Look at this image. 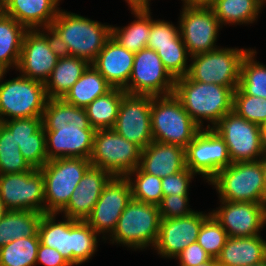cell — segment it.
Returning <instances> with one entry per match:
<instances>
[{"label": "cell", "instance_id": "1", "mask_svg": "<svg viewBox=\"0 0 266 266\" xmlns=\"http://www.w3.org/2000/svg\"><path fill=\"white\" fill-rule=\"evenodd\" d=\"M42 125L45 129L47 159H90L96 130L90 125L85 108L62 98H48Z\"/></svg>", "mask_w": 266, "mask_h": 266}, {"label": "cell", "instance_id": "2", "mask_svg": "<svg viewBox=\"0 0 266 266\" xmlns=\"http://www.w3.org/2000/svg\"><path fill=\"white\" fill-rule=\"evenodd\" d=\"M57 215L43 214L38 227L40 242L56 249L71 266L89 262L98 251L100 236L86 221L67 217L60 221L56 220Z\"/></svg>", "mask_w": 266, "mask_h": 266}, {"label": "cell", "instance_id": "3", "mask_svg": "<svg viewBox=\"0 0 266 266\" xmlns=\"http://www.w3.org/2000/svg\"><path fill=\"white\" fill-rule=\"evenodd\" d=\"M49 30L62 54L83 58L90 64L111 37V25L62 9Z\"/></svg>", "mask_w": 266, "mask_h": 266}, {"label": "cell", "instance_id": "4", "mask_svg": "<svg viewBox=\"0 0 266 266\" xmlns=\"http://www.w3.org/2000/svg\"><path fill=\"white\" fill-rule=\"evenodd\" d=\"M173 94L202 129L204 121L208 122L205 128L212 129L227 113L233 111V89L194 81L188 75L176 78Z\"/></svg>", "mask_w": 266, "mask_h": 266}, {"label": "cell", "instance_id": "5", "mask_svg": "<svg viewBox=\"0 0 266 266\" xmlns=\"http://www.w3.org/2000/svg\"><path fill=\"white\" fill-rule=\"evenodd\" d=\"M160 220L158 206L132 199L107 238L111 244H121L134 251L154 247Z\"/></svg>", "mask_w": 266, "mask_h": 266}, {"label": "cell", "instance_id": "6", "mask_svg": "<svg viewBox=\"0 0 266 266\" xmlns=\"http://www.w3.org/2000/svg\"><path fill=\"white\" fill-rule=\"evenodd\" d=\"M150 121L154 141L178 145L184 149L202 129L174 94L153 96Z\"/></svg>", "mask_w": 266, "mask_h": 266}, {"label": "cell", "instance_id": "7", "mask_svg": "<svg viewBox=\"0 0 266 266\" xmlns=\"http://www.w3.org/2000/svg\"><path fill=\"white\" fill-rule=\"evenodd\" d=\"M219 200L265 203L263 171L260 161L235 162L220 170L209 182Z\"/></svg>", "mask_w": 266, "mask_h": 266}, {"label": "cell", "instance_id": "8", "mask_svg": "<svg viewBox=\"0 0 266 266\" xmlns=\"http://www.w3.org/2000/svg\"><path fill=\"white\" fill-rule=\"evenodd\" d=\"M92 166L87 158H56L39 170L44 178L45 213L58 214L69 202L71 194Z\"/></svg>", "mask_w": 266, "mask_h": 266}, {"label": "cell", "instance_id": "9", "mask_svg": "<svg viewBox=\"0 0 266 266\" xmlns=\"http://www.w3.org/2000/svg\"><path fill=\"white\" fill-rule=\"evenodd\" d=\"M0 77V122L15 118L42 117L48 97L45 83L19 76L4 80Z\"/></svg>", "mask_w": 266, "mask_h": 266}, {"label": "cell", "instance_id": "10", "mask_svg": "<svg viewBox=\"0 0 266 266\" xmlns=\"http://www.w3.org/2000/svg\"><path fill=\"white\" fill-rule=\"evenodd\" d=\"M250 49L220 47L193 55L187 75L194 81L218 84L235 91L239 86L242 59Z\"/></svg>", "mask_w": 266, "mask_h": 266}, {"label": "cell", "instance_id": "11", "mask_svg": "<svg viewBox=\"0 0 266 266\" xmlns=\"http://www.w3.org/2000/svg\"><path fill=\"white\" fill-rule=\"evenodd\" d=\"M142 149L112 129L96 130L90 157L92 166L112 176L125 177L140 165Z\"/></svg>", "mask_w": 266, "mask_h": 266}, {"label": "cell", "instance_id": "12", "mask_svg": "<svg viewBox=\"0 0 266 266\" xmlns=\"http://www.w3.org/2000/svg\"><path fill=\"white\" fill-rule=\"evenodd\" d=\"M62 55L49 29H28L24 35L16 71L45 83Z\"/></svg>", "mask_w": 266, "mask_h": 266}, {"label": "cell", "instance_id": "13", "mask_svg": "<svg viewBox=\"0 0 266 266\" xmlns=\"http://www.w3.org/2000/svg\"><path fill=\"white\" fill-rule=\"evenodd\" d=\"M175 78L164 67L157 52L144 48L134 55L127 94L164 96L174 93Z\"/></svg>", "mask_w": 266, "mask_h": 266}, {"label": "cell", "instance_id": "14", "mask_svg": "<svg viewBox=\"0 0 266 266\" xmlns=\"http://www.w3.org/2000/svg\"><path fill=\"white\" fill-rule=\"evenodd\" d=\"M186 166L209 182L232 164L226 143L214 129L203 128L185 148Z\"/></svg>", "mask_w": 266, "mask_h": 266}, {"label": "cell", "instance_id": "15", "mask_svg": "<svg viewBox=\"0 0 266 266\" xmlns=\"http://www.w3.org/2000/svg\"><path fill=\"white\" fill-rule=\"evenodd\" d=\"M0 197L7 210L44 213V178L39 169L0 174Z\"/></svg>", "mask_w": 266, "mask_h": 266}, {"label": "cell", "instance_id": "16", "mask_svg": "<svg viewBox=\"0 0 266 266\" xmlns=\"http://www.w3.org/2000/svg\"><path fill=\"white\" fill-rule=\"evenodd\" d=\"M212 129L224 140L232 163L258 161L262 156L260 127L237 115L227 113Z\"/></svg>", "mask_w": 266, "mask_h": 266}, {"label": "cell", "instance_id": "17", "mask_svg": "<svg viewBox=\"0 0 266 266\" xmlns=\"http://www.w3.org/2000/svg\"><path fill=\"white\" fill-rule=\"evenodd\" d=\"M181 10L180 34L190 56L220 48L216 42L222 26L211 7H182Z\"/></svg>", "mask_w": 266, "mask_h": 266}, {"label": "cell", "instance_id": "18", "mask_svg": "<svg viewBox=\"0 0 266 266\" xmlns=\"http://www.w3.org/2000/svg\"><path fill=\"white\" fill-rule=\"evenodd\" d=\"M132 200L129 181L125 177L113 176L105 185L86 222L103 240H108L117 222ZM108 233V234H107Z\"/></svg>", "mask_w": 266, "mask_h": 266}, {"label": "cell", "instance_id": "19", "mask_svg": "<svg viewBox=\"0 0 266 266\" xmlns=\"http://www.w3.org/2000/svg\"><path fill=\"white\" fill-rule=\"evenodd\" d=\"M153 96L126 94L120 103L113 129L141 149L153 140L151 128V103Z\"/></svg>", "mask_w": 266, "mask_h": 266}, {"label": "cell", "instance_id": "20", "mask_svg": "<svg viewBox=\"0 0 266 266\" xmlns=\"http://www.w3.org/2000/svg\"><path fill=\"white\" fill-rule=\"evenodd\" d=\"M219 208L210 211L226 230L228 237H250L260 235L266 225V204L252 202H230L220 200Z\"/></svg>", "mask_w": 266, "mask_h": 266}, {"label": "cell", "instance_id": "21", "mask_svg": "<svg viewBox=\"0 0 266 266\" xmlns=\"http://www.w3.org/2000/svg\"><path fill=\"white\" fill-rule=\"evenodd\" d=\"M210 214L196 210L185 217L161 219L158 238L151 249L164 259H175L188 245L197 241L202 223Z\"/></svg>", "mask_w": 266, "mask_h": 266}, {"label": "cell", "instance_id": "22", "mask_svg": "<svg viewBox=\"0 0 266 266\" xmlns=\"http://www.w3.org/2000/svg\"><path fill=\"white\" fill-rule=\"evenodd\" d=\"M113 176L101 168L91 166L71 194L68 204L58 213L64 217L86 221L103 188Z\"/></svg>", "mask_w": 266, "mask_h": 266}, {"label": "cell", "instance_id": "23", "mask_svg": "<svg viewBox=\"0 0 266 266\" xmlns=\"http://www.w3.org/2000/svg\"><path fill=\"white\" fill-rule=\"evenodd\" d=\"M134 55L110 37L91 64L113 88L124 89L132 72Z\"/></svg>", "mask_w": 266, "mask_h": 266}, {"label": "cell", "instance_id": "24", "mask_svg": "<svg viewBox=\"0 0 266 266\" xmlns=\"http://www.w3.org/2000/svg\"><path fill=\"white\" fill-rule=\"evenodd\" d=\"M139 167L159 178L179 173L187 168L185 149L170 143L152 141L142 149Z\"/></svg>", "mask_w": 266, "mask_h": 266}, {"label": "cell", "instance_id": "25", "mask_svg": "<svg viewBox=\"0 0 266 266\" xmlns=\"http://www.w3.org/2000/svg\"><path fill=\"white\" fill-rule=\"evenodd\" d=\"M61 0H6L0 8L27 29H49Z\"/></svg>", "mask_w": 266, "mask_h": 266}, {"label": "cell", "instance_id": "26", "mask_svg": "<svg viewBox=\"0 0 266 266\" xmlns=\"http://www.w3.org/2000/svg\"><path fill=\"white\" fill-rule=\"evenodd\" d=\"M266 260V240L261 235L228 237L220 255V266H249Z\"/></svg>", "mask_w": 266, "mask_h": 266}, {"label": "cell", "instance_id": "27", "mask_svg": "<svg viewBox=\"0 0 266 266\" xmlns=\"http://www.w3.org/2000/svg\"><path fill=\"white\" fill-rule=\"evenodd\" d=\"M89 65L83 58L62 54L45 82L47 97L63 98Z\"/></svg>", "mask_w": 266, "mask_h": 266}, {"label": "cell", "instance_id": "28", "mask_svg": "<svg viewBox=\"0 0 266 266\" xmlns=\"http://www.w3.org/2000/svg\"><path fill=\"white\" fill-rule=\"evenodd\" d=\"M135 20L127 26L111 25V37L128 51L137 53L147 47L151 30V9L130 8Z\"/></svg>", "mask_w": 266, "mask_h": 266}, {"label": "cell", "instance_id": "29", "mask_svg": "<svg viewBox=\"0 0 266 266\" xmlns=\"http://www.w3.org/2000/svg\"><path fill=\"white\" fill-rule=\"evenodd\" d=\"M28 29L0 9V68L17 69L23 38Z\"/></svg>", "mask_w": 266, "mask_h": 266}, {"label": "cell", "instance_id": "30", "mask_svg": "<svg viewBox=\"0 0 266 266\" xmlns=\"http://www.w3.org/2000/svg\"><path fill=\"white\" fill-rule=\"evenodd\" d=\"M112 88L107 80L90 64L62 99L76 107L85 108L94 99L105 95Z\"/></svg>", "mask_w": 266, "mask_h": 266}, {"label": "cell", "instance_id": "31", "mask_svg": "<svg viewBox=\"0 0 266 266\" xmlns=\"http://www.w3.org/2000/svg\"><path fill=\"white\" fill-rule=\"evenodd\" d=\"M265 3L266 0H215L211 9L221 26L249 25L258 20Z\"/></svg>", "mask_w": 266, "mask_h": 266}, {"label": "cell", "instance_id": "32", "mask_svg": "<svg viewBox=\"0 0 266 266\" xmlns=\"http://www.w3.org/2000/svg\"><path fill=\"white\" fill-rule=\"evenodd\" d=\"M44 213L8 210L0 220V247L22 237L35 236Z\"/></svg>", "mask_w": 266, "mask_h": 266}, {"label": "cell", "instance_id": "33", "mask_svg": "<svg viewBox=\"0 0 266 266\" xmlns=\"http://www.w3.org/2000/svg\"><path fill=\"white\" fill-rule=\"evenodd\" d=\"M120 88H112L85 107L90 125L95 129H112L116 123L120 103L126 95Z\"/></svg>", "mask_w": 266, "mask_h": 266}, {"label": "cell", "instance_id": "34", "mask_svg": "<svg viewBox=\"0 0 266 266\" xmlns=\"http://www.w3.org/2000/svg\"><path fill=\"white\" fill-rule=\"evenodd\" d=\"M256 49H250L240 66L239 88L251 96L266 98V65L255 59Z\"/></svg>", "mask_w": 266, "mask_h": 266}, {"label": "cell", "instance_id": "35", "mask_svg": "<svg viewBox=\"0 0 266 266\" xmlns=\"http://www.w3.org/2000/svg\"><path fill=\"white\" fill-rule=\"evenodd\" d=\"M39 234L22 237L0 247V266H36Z\"/></svg>", "mask_w": 266, "mask_h": 266}, {"label": "cell", "instance_id": "36", "mask_svg": "<svg viewBox=\"0 0 266 266\" xmlns=\"http://www.w3.org/2000/svg\"><path fill=\"white\" fill-rule=\"evenodd\" d=\"M125 178L129 181L132 199L156 206L160 204L163 198L161 178L144 172L140 167Z\"/></svg>", "mask_w": 266, "mask_h": 266}, {"label": "cell", "instance_id": "37", "mask_svg": "<svg viewBox=\"0 0 266 266\" xmlns=\"http://www.w3.org/2000/svg\"><path fill=\"white\" fill-rule=\"evenodd\" d=\"M32 169L22 156L12 132L0 122V174L24 173Z\"/></svg>", "mask_w": 266, "mask_h": 266}, {"label": "cell", "instance_id": "38", "mask_svg": "<svg viewBox=\"0 0 266 266\" xmlns=\"http://www.w3.org/2000/svg\"><path fill=\"white\" fill-rule=\"evenodd\" d=\"M156 52L164 67L175 79L188 74L190 65H187L189 62L187 60H190L191 56L187 52L181 34L174 39V45L157 46Z\"/></svg>", "mask_w": 266, "mask_h": 266}, {"label": "cell", "instance_id": "39", "mask_svg": "<svg viewBox=\"0 0 266 266\" xmlns=\"http://www.w3.org/2000/svg\"><path fill=\"white\" fill-rule=\"evenodd\" d=\"M233 111L257 125L266 123V98L246 95L239 87L233 95Z\"/></svg>", "mask_w": 266, "mask_h": 266}, {"label": "cell", "instance_id": "40", "mask_svg": "<svg viewBox=\"0 0 266 266\" xmlns=\"http://www.w3.org/2000/svg\"><path fill=\"white\" fill-rule=\"evenodd\" d=\"M228 234L219 222L210 214L202 223L198 244L212 257L217 258L224 247Z\"/></svg>", "mask_w": 266, "mask_h": 266}, {"label": "cell", "instance_id": "41", "mask_svg": "<svg viewBox=\"0 0 266 266\" xmlns=\"http://www.w3.org/2000/svg\"><path fill=\"white\" fill-rule=\"evenodd\" d=\"M22 156L34 169H40L48 161L45 129L43 125L27 139L18 145Z\"/></svg>", "mask_w": 266, "mask_h": 266}, {"label": "cell", "instance_id": "42", "mask_svg": "<svg viewBox=\"0 0 266 266\" xmlns=\"http://www.w3.org/2000/svg\"><path fill=\"white\" fill-rule=\"evenodd\" d=\"M180 35L179 23L176 27L172 22L154 20L151 17V30L147 48L157 50V46L174 45V39Z\"/></svg>", "mask_w": 266, "mask_h": 266}, {"label": "cell", "instance_id": "43", "mask_svg": "<svg viewBox=\"0 0 266 266\" xmlns=\"http://www.w3.org/2000/svg\"><path fill=\"white\" fill-rule=\"evenodd\" d=\"M188 195H168L163 196L160 204L158 205L160 219H171L185 217L193 213L189 206Z\"/></svg>", "mask_w": 266, "mask_h": 266}, {"label": "cell", "instance_id": "44", "mask_svg": "<svg viewBox=\"0 0 266 266\" xmlns=\"http://www.w3.org/2000/svg\"><path fill=\"white\" fill-rule=\"evenodd\" d=\"M195 176L197 175L194 172H191L188 168H185L179 173L161 178L163 196L189 195L190 183H192V180Z\"/></svg>", "mask_w": 266, "mask_h": 266}, {"label": "cell", "instance_id": "45", "mask_svg": "<svg viewBox=\"0 0 266 266\" xmlns=\"http://www.w3.org/2000/svg\"><path fill=\"white\" fill-rule=\"evenodd\" d=\"M2 123L12 132L16 143L21 145L42 126V117L15 118Z\"/></svg>", "mask_w": 266, "mask_h": 266}, {"label": "cell", "instance_id": "46", "mask_svg": "<svg viewBox=\"0 0 266 266\" xmlns=\"http://www.w3.org/2000/svg\"><path fill=\"white\" fill-rule=\"evenodd\" d=\"M211 256L198 244L193 242L181 251L176 257L179 266H197L208 261Z\"/></svg>", "mask_w": 266, "mask_h": 266}, {"label": "cell", "instance_id": "47", "mask_svg": "<svg viewBox=\"0 0 266 266\" xmlns=\"http://www.w3.org/2000/svg\"><path fill=\"white\" fill-rule=\"evenodd\" d=\"M71 266L66 259L54 248H49L41 242L37 251L36 265Z\"/></svg>", "mask_w": 266, "mask_h": 266}, {"label": "cell", "instance_id": "48", "mask_svg": "<svg viewBox=\"0 0 266 266\" xmlns=\"http://www.w3.org/2000/svg\"><path fill=\"white\" fill-rule=\"evenodd\" d=\"M182 7H211L215 0H181Z\"/></svg>", "mask_w": 266, "mask_h": 266}, {"label": "cell", "instance_id": "49", "mask_svg": "<svg viewBox=\"0 0 266 266\" xmlns=\"http://www.w3.org/2000/svg\"><path fill=\"white\" fill-rule=\"evenodd\" d=\"M260 127V144L262 155H266V123L259 126Z\"/></svg>", "mask_w": 266, "mask_h": 266}, {"label": "cell", "instance_id": "50", "mask_svg": "<svg viewBox=\"0 0 266 266\" xmlns=\"http://www.w3.org/2000/svg\"><path fill=\"white\" fill-rule=\"evenodd\" d=\"M259 161L263 171V182L265 188V204H266V155H262Z\"/></svg>", "mask_w": 266, "mask_h": 266}, {"label": "cell", "instance_id": "51", "mask_svg": "<svg viewBox=\"0 0 266 266\" xmlns=\"http://www.w3.org/2000/svg\"><path fill=\"white\" fill-rule=\"evenodd\" d=\"M197 266H220V265L218 264L217 258L211 257L208 261L201 263Z\"/></svg>", "mask_w": 266, "mask_h": 266}, {"label": "cell", "instance_id": "52", "mask_svg": "<svg viewBox=\"0 0 266 266\" xmlns=\"http://www.w3.org/2000/svg\"><path fill=\"white\" fill-rule=\"evenodd\" d=\"M150 2L151 0H137V8H151Z\"/></svg>", "mask_w": 266, "mask_h": 266}, {"label": "cell", "instance_id": "53", "mask_svg": "<svg viewBox=\"0 0 266 266\" xmlns=\"http://www.w3.org/2000/svg\"><path fill=\"white\" fill-rule=\"evenodd\" d=\"M8 210L6 209L1 197H0V220L4 217L5 213L7 212Z\"/></svg>", "mask_w": 266, "mask_h": 266}, {"label": "cell", "instance_id": "54", "mask_svg": "<svg viewBox=\"0 0 266 266\" xmlns=\"http://www.w3.org/2000/svg\"><path fill=\"white\" fill-rule=\"evenodd\" d=\"M129 8H137V0H125Z\"/></svg>", "mask_w": 266, "mask_h": 266}, {"label": "cell", "instance_id": "55", "mask_svg": "<svg viewBox=\"0 0 266 266\" xmlns=\"http://www.w3.org/2000/svg\"><path fill=\"white\" fill-rule=\"evenodd\" d=\"M249 266H266V260H264L261 263H257V264H253V265H249Z\"/></svg>", "mask_w": 266, "mask_h": 266}, {"label": "cell", "instance_id": "56", "mask_svg": "<svg viewBox=\"0 0 266 266\" xmlns=\"http://www.w3.org/2000/svg\"><path fill=\"white\" fill-rule=\"evenodd\" d=\"M6 0H0V8L3 6Z\"/></svg>", "mask_w": 266, "mask_h": 266}, {"label": "cell", "instance_id": "57", "mask_svg": "<svg viewBox=\"0 0 266 266\" xmlns=\"http://www.w3.org/2000/svg\"><path fill=\"white\" fill-rule=\"evenodd\" d=\"M4 70L2 68H0V77L3 74Z\"/></svg>", "mask_w": 266, "mask_h": 266}]
</instances>
